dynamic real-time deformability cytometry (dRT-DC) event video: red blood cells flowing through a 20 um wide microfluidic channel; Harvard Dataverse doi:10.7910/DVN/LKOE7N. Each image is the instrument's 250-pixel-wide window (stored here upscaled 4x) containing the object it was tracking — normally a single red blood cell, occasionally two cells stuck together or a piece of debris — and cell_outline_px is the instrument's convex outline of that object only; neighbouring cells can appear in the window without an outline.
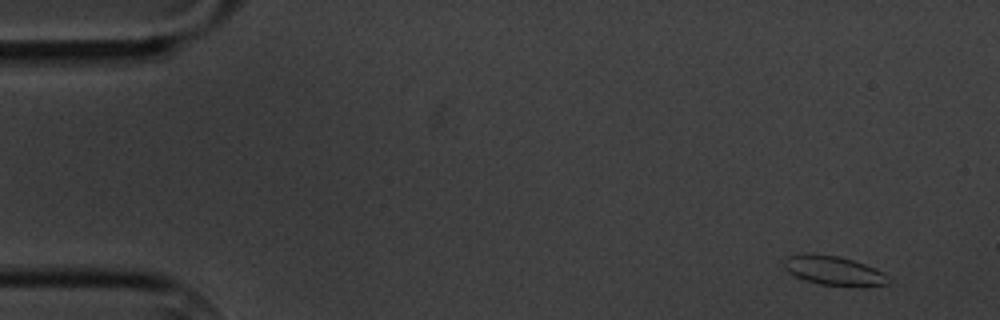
{"species": "common noctule bat (a hibernating species)", "species_latin": "Nyctalus noctula", "temperature_condition": "cold", "stored_images_in_passage": 3, "camera_frame_rate_fps": 3000, "um_per_image_px": 0.085, "animal": {"sex": "male", "body_mass_g": 20.1, "forearm_length_mm": 53.5}, "frame": {"image": 1, "passage_image": 1, "time_ms": 0.0, "image_size_px": [1000, 320], "cell_outline_px": [[888, 284], [864, 288], [820, 284], [796, 276], [788, 272], [784, 268], [784, 264], [788, 256], [804, 252], [840, 256], [876, 268], [884, 272], [888, 276]], "centroid_in_image_um": [70.92, 23.01], "position_along_channel_um": 14.1, "area_um2": 18.09}}